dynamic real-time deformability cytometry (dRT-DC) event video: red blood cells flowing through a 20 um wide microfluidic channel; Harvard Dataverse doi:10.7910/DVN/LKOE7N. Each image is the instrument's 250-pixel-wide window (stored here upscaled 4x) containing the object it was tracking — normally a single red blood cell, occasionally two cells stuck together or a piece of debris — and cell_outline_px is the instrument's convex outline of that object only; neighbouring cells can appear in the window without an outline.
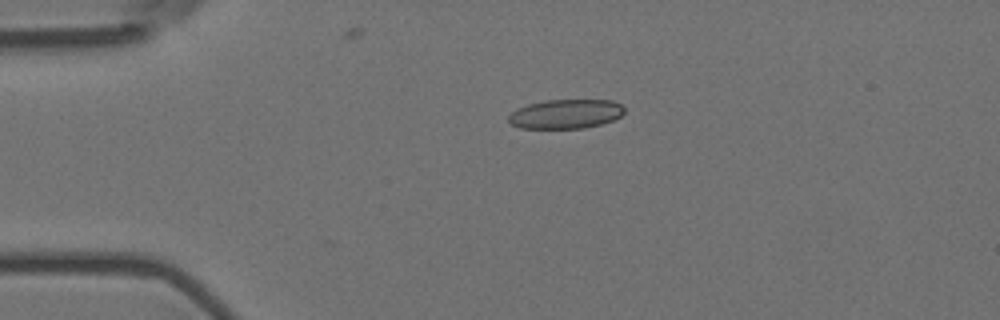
{"species": "Egyptian fruit bat (a non-hibernating species)", "species_latin": "Rousettus aegyptiacus", "temperature_condition": "room temperature", "stored_images_in_passage": 45, "camera_frame_rate_fps": 3000, "um_per_image_px": 0.085, "animal": {"sex": "female"}, "frame": {"image": 1, "passage_image": 1, "time_ms": 0.0, "image_size_px": [1000, 320], "cell_outline_px": [[624, 112], [620, 116], [612, 120], [600, 124], [584, 128], [520, 128], [512, 124], [508, 120], [508, 116], [512, 112], [528, 104], [544, 100], [612, 100], [620, 104], [624, 108]], "centroid_in_image_um": [48.09, 9.68], "position_along_channel_um": 36.9, "area_um2": 19.59}}
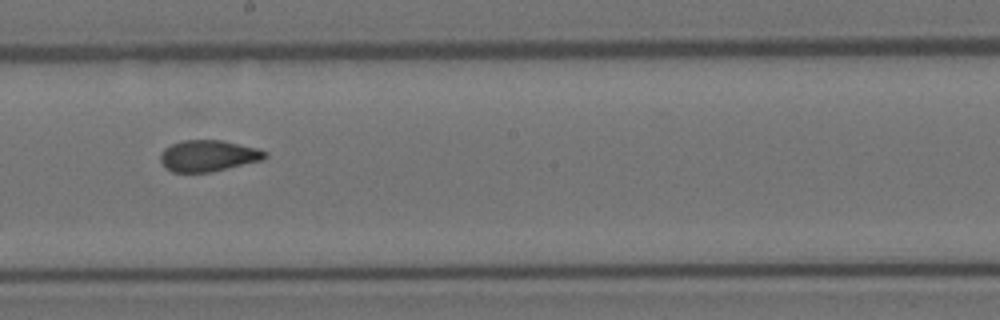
{"frame": {"image": 2, "passage_image": 20, "time_ms": 6.333, "image_size_px": [1000, 320], "cell_outline_px": [[268, 156], [264, 160], [212, 172], [172, 172], [164, 168], [160, 160], [160, 152], [164, 148], [172, 144], [184, 140], [224, 140], [256, 148], [268, 152]], "centroid_in_image_um": [17.71, 13.25], "position_along_channel_um": 230.5, "area_um2": 19.36}}
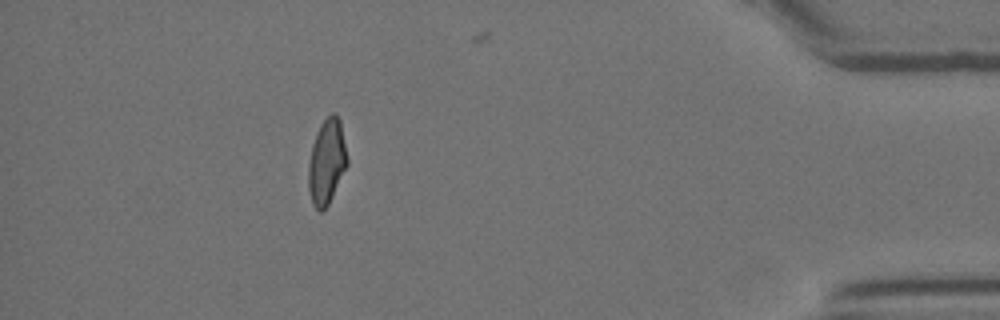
{"frame": {"image": 3, "passage_image": 39, "time_ms": 12.667, "image_size_px": [1000, 320], "cell_outline_px": [[348, 164], [328, 204], [320, 212], [312, 204], [308, 188], [308, 164], [312, 144], [316, 132], [320, 124], [332, 112], [336, 112], [340, 120], [348, 160]], "centroid_in_image_um": [27.76, 13.72], "position_along_channel_um": 407.4, "area_um2": 19.25}, "authors_computed_cell_mechanics": {"area_um2": 19.4208, "velocity_mm_per_s": 3.6083, "shape_relaxation_time_tau1_ms": null, "shape_relaxation_time_tau2_ms": 1.6156, "deformation_change_tau1": null, "deformation_change_tau2": 0.0764}}